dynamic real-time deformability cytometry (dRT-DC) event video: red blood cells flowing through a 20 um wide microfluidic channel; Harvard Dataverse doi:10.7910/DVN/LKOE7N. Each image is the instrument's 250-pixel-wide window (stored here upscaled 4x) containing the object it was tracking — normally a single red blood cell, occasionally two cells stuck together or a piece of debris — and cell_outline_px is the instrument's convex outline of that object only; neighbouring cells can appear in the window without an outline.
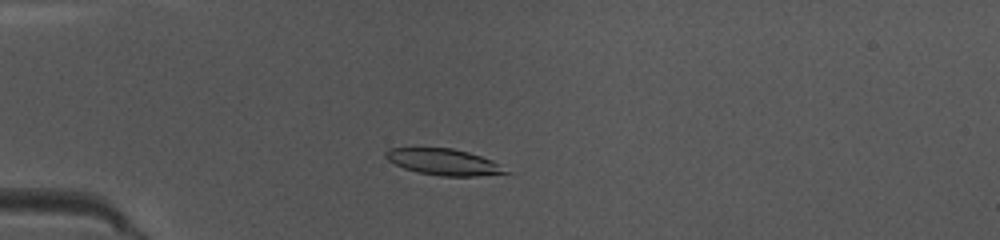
{"species": "common noctule bat (a hibernating species)", "species_latin": "Nyctalus noctula", "temperature_condition": "warm", "stored_images_in_passage": 38, "camera_frame_rate_fps": 3000, "um_per_image_px": 0.085, "animal": {"sex": "female", "body_mass_g": 10.0, "forearm_length_mm": 53.1}, "frame": {"image": 1, "passage_image": 2, "time_ms": 0.333, "image_size_px": [1000, 240], "cell_outline_px": [[512, 172], [476, 176], [440, 176], [420, 172], [404, 168], [388, 160], [384, 156], [384, 152], [388, 148], [452, 148], [468, 152], [492, 160]], "centroid_in_image_um": [37.71, 13.76], "position_along_channel_um": 47.3, "area_um2": 18.21}}
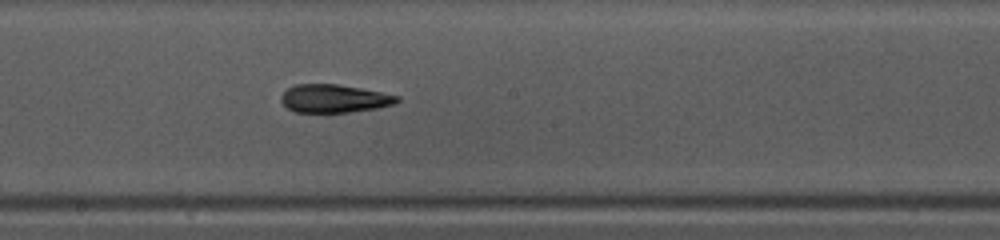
{"frame": {"image": 2, "passage_image": 16, "time_ms": 5.0, "image_size_px": [1000, 240], "cell_outline_px": [[400, 100], [396, 104], [376, 108], [348, 112], [296, 112], [288, 108], [280, 100], [280, 96], [288, 88], [296, 84], [336, 84], [360, 88], [400, 96]], "centroid_in_image_um": [28.41, 8.37], "position_along_channel_um": 219.8, "area_um2": 18.9}}
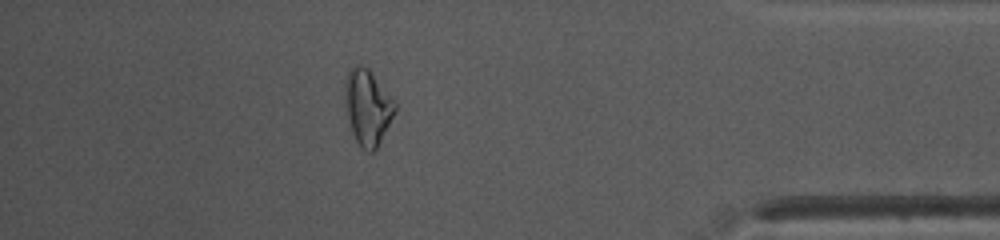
{"frame": {"image": 3, "passage_image": 32, "time_ms": 10.333, "image_size_px": [1000, 240], "cell_outline_px": [[396, 108], [376, 148], [372, 152], [368, 152], [360, 148], [352, 132], [348, 116], [344, 92], [344, 80], [348, 72], [356, 64], [360, 64], [368, 68], [396, 104]], "centroid_in_image_um": [31.21, 9.09], "position_along_channel_um": 404.0, "area_um2": 21.39}, "authors_computed_cell_mechanics": {"area_um2": 19.4208, "velocity_mm_per_s": 4.0743, "shape_relaxation_time_tau1_ms": 8.7146, "shape_relaxation_time_tau2_ms": 2.9076, "deformation_change_tau1": 0.2063, "deformation_change_tau2": 0.1104}}